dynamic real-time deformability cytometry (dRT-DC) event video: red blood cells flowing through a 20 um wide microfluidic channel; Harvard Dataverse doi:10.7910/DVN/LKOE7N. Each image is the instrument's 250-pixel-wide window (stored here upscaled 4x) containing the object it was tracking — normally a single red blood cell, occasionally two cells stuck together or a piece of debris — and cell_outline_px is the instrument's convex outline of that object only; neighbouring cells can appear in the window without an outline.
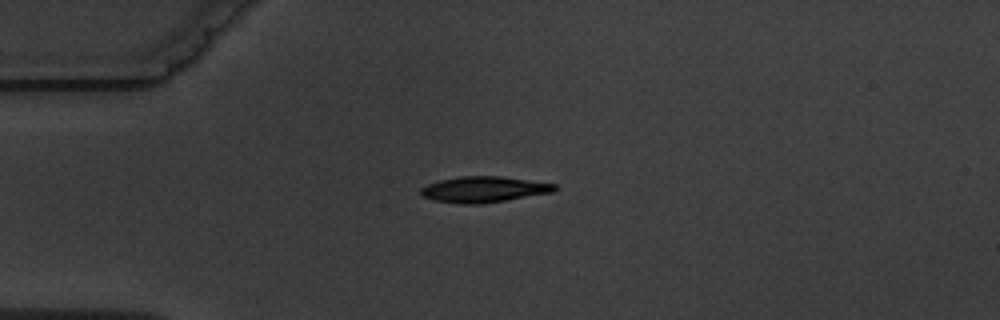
{"species": "common noctule bat (a hibernating species)", "species_latin": "Nyctalus noctula", "temperature_condition": "warm", "stored_images_in_passage": 2, "camera_frame_rate_fps": 3000, "um_per_image_px": 0.085, "animal": {"sex": "male", "body_mass_g": 19.5, "forearm_length_mm": 54.6}, "frame": {"image": 1, "passage_image": 2, "time_ms": 1.333, "image_size_px": [1000, 320], "cell_outline_px": [[556, 188], [552, 192], [480, 204], [460, 204], [436, 200], [420, 196], [420, 188], [428, 184], [440, 180], [460, 176], [500, 176], [556, 184]], "centroid_in_image_um": [41.07, 16.09], "position_along_channel_um": 43.9, "area_um2": 19.94}}